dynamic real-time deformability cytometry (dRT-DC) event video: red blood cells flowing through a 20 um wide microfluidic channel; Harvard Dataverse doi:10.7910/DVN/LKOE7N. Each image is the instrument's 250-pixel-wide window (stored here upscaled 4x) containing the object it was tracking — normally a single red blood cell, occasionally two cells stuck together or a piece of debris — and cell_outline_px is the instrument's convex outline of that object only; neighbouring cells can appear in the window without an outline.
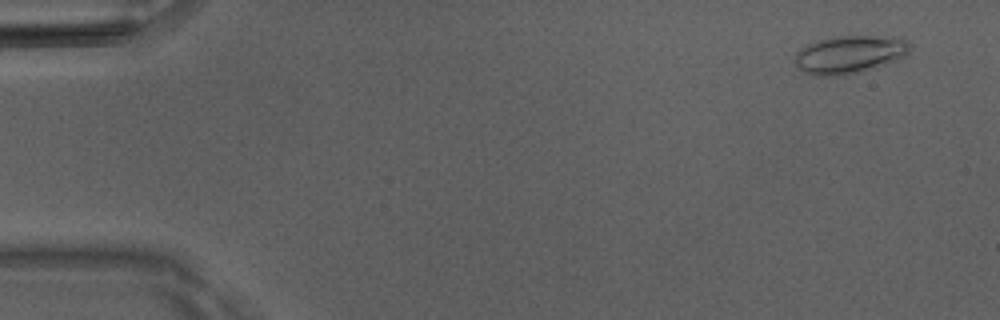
{"species": "Egyptian fruit bat (a non-hibernating species)", "species_latin": "Rousettus aegyptiacus", "temperature_condition": "room temperature", "stored_images_in_passage": 50, "camera_frame_rate_fps": 3000, "um_per_image_px": 0.085, "animal": {"sex": "male"}, "frame": {"image": 1, "passage_image": 3, "time_ms": 0.667, "image_size_px": [1000, 320], "cell_outline_px": [[912, 48], [904, 56], [876, 68], [844, 76], [816, 76], [804, 72], [796, 64], [796, 52], [800, 48], [808, 44], [820, 40], [836, 36], [872, 36], [908, 40]], "centroid_in_image_um": [72.2, 4.65], "position_along_channel_um": 12.8, "area_um2": 25.26}}
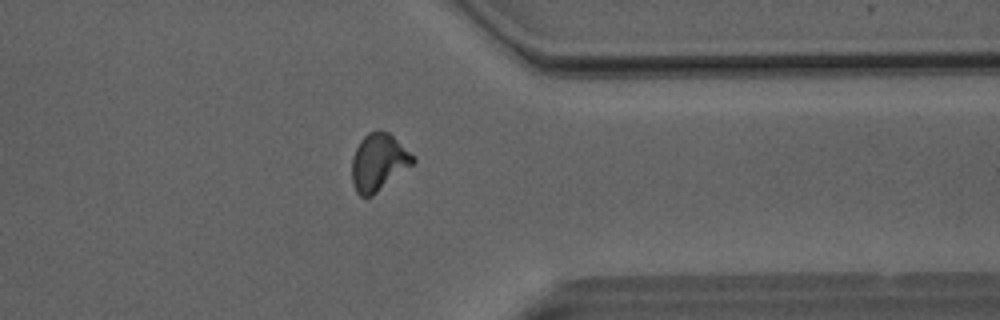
{"frame": {"image": 2, "passage_image": 40, "time_ms": 13.0, "image_size_px": [1000, 320], "cell_outline_px": [[416, 160], [412, 164], [372, 196], [360, 196], [356, 192], [352, 184], [352, 156], [360, 140], [368, 132], [388, 132]], "centroid_in_image_um": [32.12, 13.82], "position_along_channel_um": 379.3, "area_um2": 19.71}}
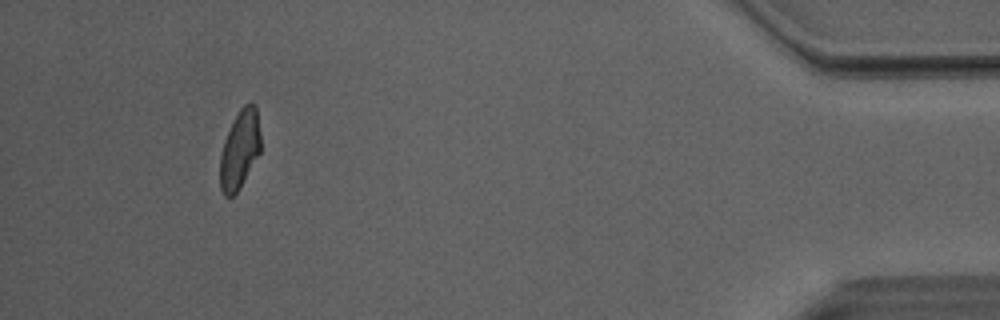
{"frame": {"image": 3, "passage_image": 47, "time_ms": 15.333, "image_size_px": [1000, 320], "cell_outline_px": [[260, 152], [236, 192], [232, 196], [224, 196], [220, 188], [220, 156], [224, 140], [240, 108], [244, 104], [256, 104], [260, 132]], "centroid_in_image_um": [20.37, 12.7], "position_along_channel_um": 414.8, "area_um2": 18.21}, "authors_computed_cell_mechanics": {"area_um2": 19.9121, "velocity_mm_per_s": 4.0803, "shape_relaxation_time_tau1_ms": 5.6693, "shape_relaxation_time_tau2_ms": 1.9344, "deformation_change_tau1": 0.1523, "deformation_change_tau2": 0.0749}}